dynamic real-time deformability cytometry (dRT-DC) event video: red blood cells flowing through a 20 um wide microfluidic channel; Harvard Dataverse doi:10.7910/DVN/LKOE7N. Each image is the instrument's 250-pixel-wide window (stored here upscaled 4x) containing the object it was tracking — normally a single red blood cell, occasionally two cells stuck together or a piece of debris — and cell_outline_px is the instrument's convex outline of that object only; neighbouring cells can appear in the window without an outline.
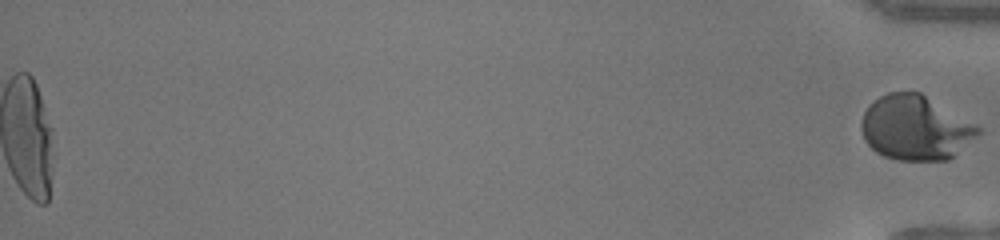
{"species": "human", "species_latin": "Homo sapiens", "temperature_condition": "warm", "stored_images_in_passage": 48, "segment_of_instrument_passage": [2, 2], "camera_frame_rate_fps": 3000, "um_per_image_px": 0.085, "donor": {"sex": "female"}, "frame": {"image": 1, "passage_image": 48, "time_ms": 15.667, "image_size_px": [1000, 240], "cell_outline_px": [[984, 128], [976, 136], [948, 160], [896, 160], [884, 156], [876, 152], [864, 140], [860, 128], [860, 124], [864, 112], [868, 104], [880, 96], [888, 92], [920, 92]], "centroid_in_image_um": [77.79, 10.86], "position_along_channel_um": 357.4, "area_um2": 44.04}}